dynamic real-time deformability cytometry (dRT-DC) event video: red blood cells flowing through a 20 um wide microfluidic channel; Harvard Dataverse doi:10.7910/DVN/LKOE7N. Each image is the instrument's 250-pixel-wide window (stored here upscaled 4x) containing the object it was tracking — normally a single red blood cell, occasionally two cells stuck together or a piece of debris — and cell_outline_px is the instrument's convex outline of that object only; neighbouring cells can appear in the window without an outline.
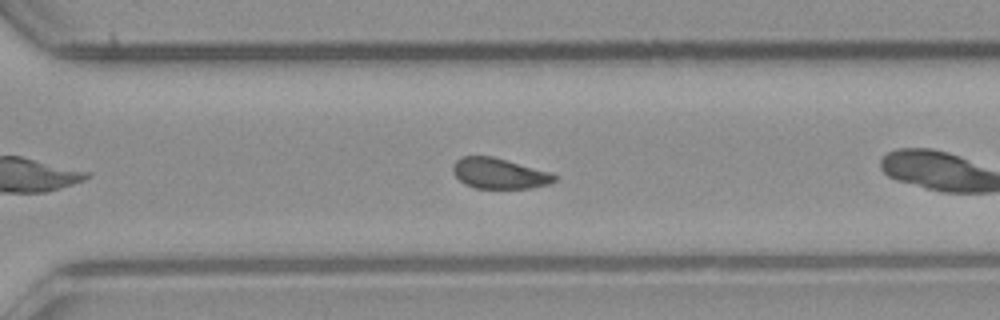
{"species": "common noctule bat (a hibernating species)", "species_latin": "Nyctalus noctula", "temperature_condition": "room temperature", "stored_images_in_passage": 38, "camera_frame_rate_fps": 3000, "um_per_image_px": 0.085, "animal": {"sex": "male", "body_mass_g": 23.1, "forearm_length_mm": 52.7}, "frame": {"image": 1, "passage_image": 22, "time_ms": 7.0, "image_size_px": [1000, 320], "cell_outline_px": [[556, 180], [548, 184], [528, 188], [476, 188], [464, 184], [452, 172], [452, 164], [460, 156], [492, 156], [552, 172], [556, 176]], "centroid_in_image_um": [42.41, 14.73], "position_along_channel_um": 328.2, "area_um2": 18.15}}